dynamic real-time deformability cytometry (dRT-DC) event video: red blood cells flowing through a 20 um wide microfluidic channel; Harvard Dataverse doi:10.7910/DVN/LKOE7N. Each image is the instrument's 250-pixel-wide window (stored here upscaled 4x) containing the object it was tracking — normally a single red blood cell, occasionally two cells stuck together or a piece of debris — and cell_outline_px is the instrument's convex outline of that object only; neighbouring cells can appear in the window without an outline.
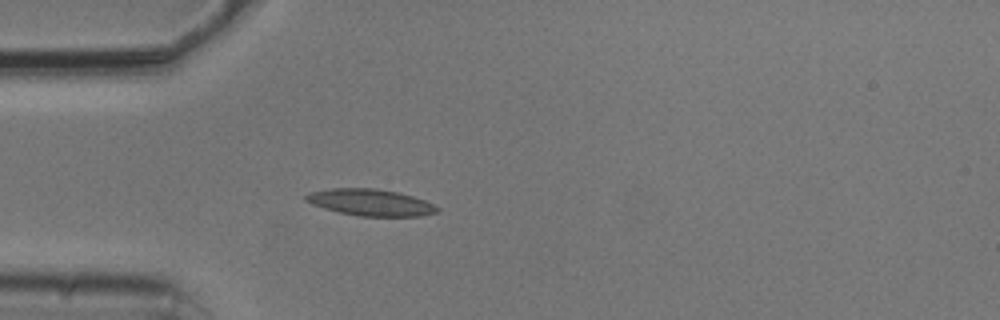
{"species": "common noctule bat (a hibernating species)", "species_latin": "Nyctalus noctula", "temperature_condition": "cold", "stored_images_in_passage": 39, "camera_frame_rate_fps": 3000, "um_per_image_px": 0.085, "animal": {"sex": "male", "body_mass_g": 20.5, "forearm_length_mm": 52.5}, "frame": {"image": 1, "passage_image": 1, "time_ms": 0.0, "image_size_px": [1000, 320], "cell_outline_px": [[440, 212], [420, 216], [356, 216], [324, 208], [312, 204], [304, 200], [304, 196], [312, 192], [332, 188], [376, 188], [396, 192], [412, 196], [424, 200], [440, 208]], "centroid_in_image_um": [31.51, 17.21], "position_along_channel_um": 53.5, "area_um2": 20.29}}
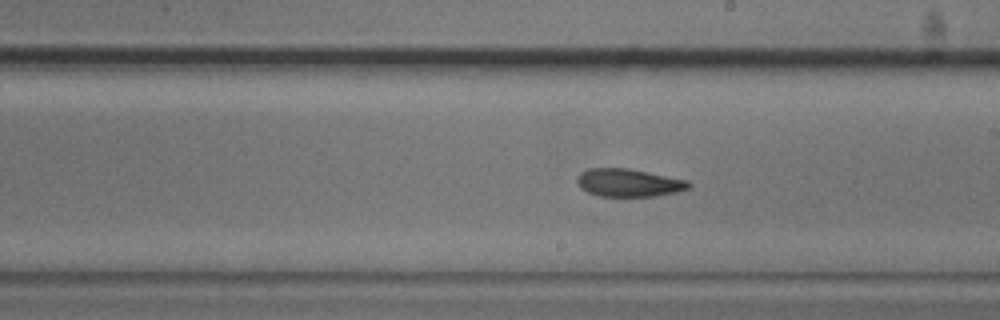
{"frame": {"image": 2, "passage_image": 16, "time_ms": 5.0, "image_size_px": [1000, 320], "cell_outline_px": [[692, 184], [688, 188], [676, 192], [652, 196], [596, 196], [580, 188], [576, 180], [580, 172], [588, 168], [628, 168], [688, 180]], "centroid_in_image_um": [53.41, 15.53], "position_along_channel_um": 235.6, "area_um2": 18.15}}
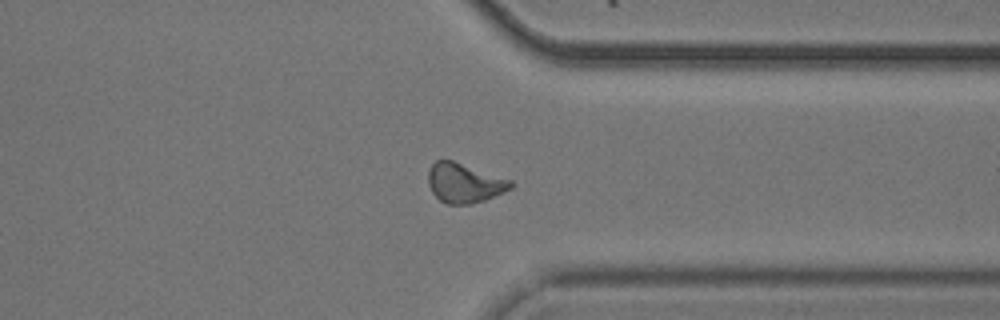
{"frame": {"image": 3, "passage_image": 27, "time_ms": 8.667, "image_size_px": [1000, 320], "cell_outline_px": [[512, 188], [504, 192], [484, 200], [472, 204], [444, 204], [432, 192], [428, 184], [428, 172], [432, 164], [436, 160], [452, 160], [512, 180]], "centroid_in_image_um": [39.46, 15.56], "position_along_channel_um": 371.9, "area_um2": 18.96}, "authors_computed_cell_mechanics": {"area_um2": 18.5538, "velocity_mm_per_s": 3.7766, "shape_relaxation_time_tau1_ms": null, "shape_relaxation_time_tau2_ms": 6.0033, "deformation_change_tau1": null, "deformation_change_tau2": 0.1421}}